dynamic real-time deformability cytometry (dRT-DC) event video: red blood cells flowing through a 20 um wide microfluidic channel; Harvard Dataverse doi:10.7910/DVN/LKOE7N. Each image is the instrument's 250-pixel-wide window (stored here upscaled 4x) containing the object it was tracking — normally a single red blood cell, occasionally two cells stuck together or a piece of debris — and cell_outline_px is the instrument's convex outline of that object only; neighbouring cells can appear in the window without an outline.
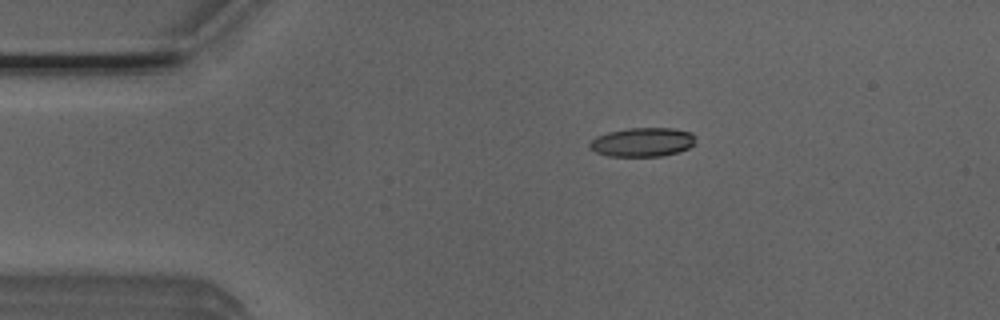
{"species": "Egyptian fruit bat (a non-hibernating species)", "species_latin": "Rousettus aegyptiacus", "temperature_condition": "room temperature", "stored_images_in_passage": 43, "camera_frame_rate_fps": 3000, "um_per_image_px": 0.085, "animal": {"sex": "male"}, "frame": {"image": 1, "passage_image": 1, "time_ms": 0.0, "image_size_px": [1000, 320], "cell_outline_px": [[696, 144], [680, 152], [660, 156], [608, 156], [596, 152], [588, 148], [588, 144], [596, 136], [608, 132], [628, 128], [672, 128], [692, 132]], "centroid_in_image_um": [54.61, 12.08], "position_along_channel_um": 30.4, "area_um2": 18.03}}
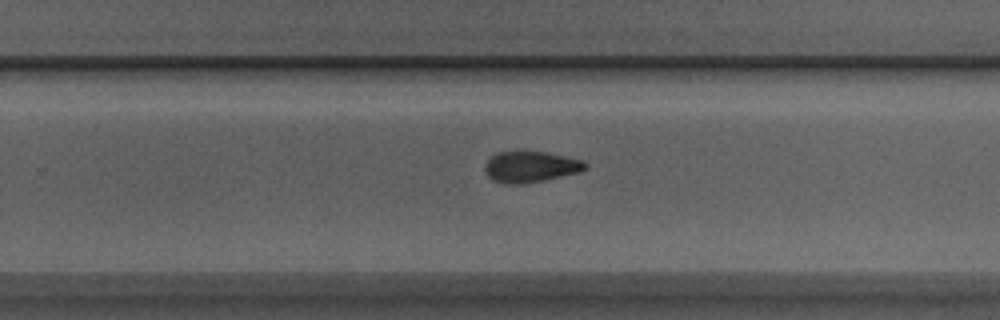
{"frame": {"image": 2, "passage_image": 24, "time_ms": 7.667, "image_size_px": [1000, 320], "cell_outline_px": [[588, 168], [580, 172], [544, 180], [520, 184], [504, 184], [492, 180], [484, 172], [484, 164], [496, 152], [548, 152], [580, 160], [588, 164]], "centroid_in_image_um": [45.07, 14.19], "position_along_channel_um": 284.7, "area_um2": 18.15}}
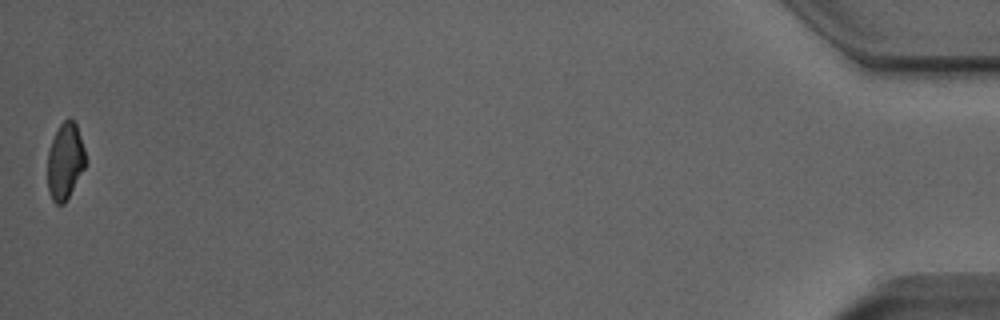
{"frame": {"image": 3, "passage_image": 43, "time_ms": 14.0, "image_size_px": [1000, 320], "cell_outline_px": [[88, 160], [84, 168], [64, 204], [56, 204], [52, 200], [48, 192], [48, 152], [52, 140], [60, 124], [68, 116], [76, 124]], "centroid_in_image_um": [5.54, 13.7], "position_along_channel_um": 429.7, "area_um2": 16.88}, "authors_computed_cell_mechanics": {"area_um2": 18.207, "velocity_mm_per_s": 3.9265, "shape_relaxation_time_tau1_ms": null, "shape_relaxation_time_tau2_ms": 7.4334, "deformation_change_tau1": null, "deformation_change_tau2": 0.1594}}